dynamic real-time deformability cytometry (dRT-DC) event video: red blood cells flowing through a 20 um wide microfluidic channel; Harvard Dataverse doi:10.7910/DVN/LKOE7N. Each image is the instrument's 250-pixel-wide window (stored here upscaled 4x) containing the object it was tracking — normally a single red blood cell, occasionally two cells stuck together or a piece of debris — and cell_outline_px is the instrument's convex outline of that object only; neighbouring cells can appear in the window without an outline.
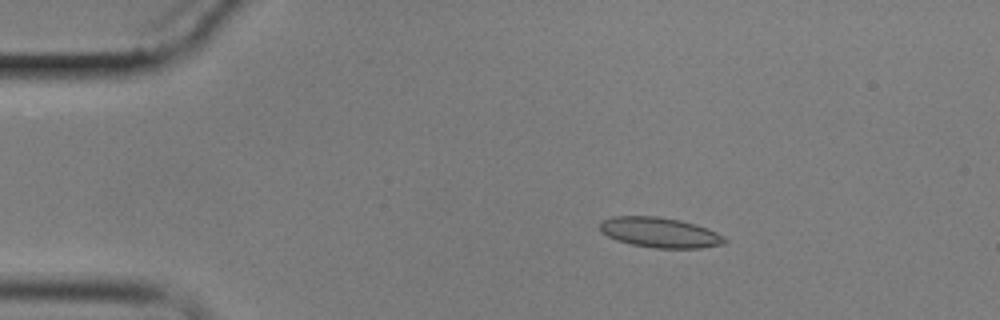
{"species": "common noctule bat (a hibernating species)", "species_latin": "Nyctalus noctula", "temperature_condition": "cold", "stored_images_in_passage": 6, "camera_frame_rate_fps": 3000, "um_per_image_px": 0.085, "animal": {"sex": "male", "body_mass_g": 17.9}, "frame": {"image": 1, "passage_image": 3, "time_ms": 2.333, "image_size_px": [1000, 320], "cell_outline_px": [[728, 240], [724, 244], [700, 248], [656, 248], [632, 244], [616, 240], [600, 232], [600, 220], [612, 216], [656, 216], [680, 220], [696, 224], [708, 228], [724, 236]], "centroid_in_image_um": [56.08, 19.75], "position_along_channel_um": 28.9, "area_um2": 22.08}}